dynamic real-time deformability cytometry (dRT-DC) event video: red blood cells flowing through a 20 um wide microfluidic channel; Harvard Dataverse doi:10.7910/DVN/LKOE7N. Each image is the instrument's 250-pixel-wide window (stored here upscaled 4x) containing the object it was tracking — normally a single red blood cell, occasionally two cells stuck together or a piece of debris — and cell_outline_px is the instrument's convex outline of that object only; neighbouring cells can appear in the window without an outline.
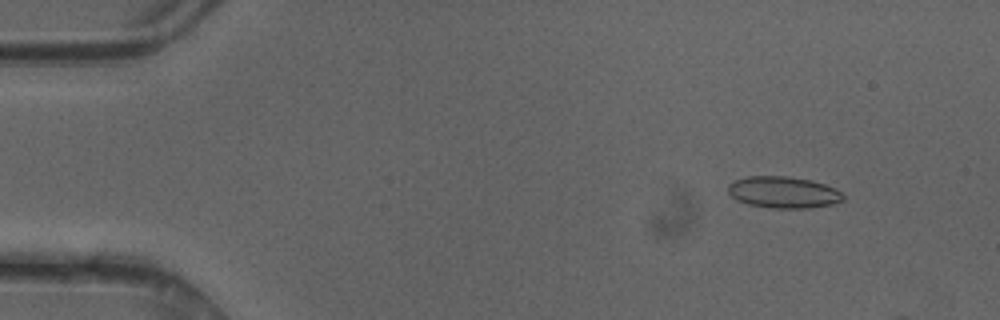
{"species": "common noctule bat (a hibernating species)", "species_latin": "Nyctalus noctula", "temperature_condition": "cold", "stored_images_in_passage": 3, "camera_frame_rate_fps": 3000, "um_per_image_px": 0.085, "animal": {"sex": "female"}, "frame": {"image": 1, "passage_image": 1, "time_ms": 0.0, "image_size_px": [1000, 320], "cell_outline_px": [[844, 200], [832, 204], [808, 208], [772, 208], [748, 204], [736, 200], [728, 192], [728, 184], [736, 180], [748, 176], [784, 176], [812, 180], [824, 184], [840, 192], [844, 196]], "centroid_in_image_um": [66.57, 16.35], "position_along_channel_um": 18.4, "area_um2": 21.04}}